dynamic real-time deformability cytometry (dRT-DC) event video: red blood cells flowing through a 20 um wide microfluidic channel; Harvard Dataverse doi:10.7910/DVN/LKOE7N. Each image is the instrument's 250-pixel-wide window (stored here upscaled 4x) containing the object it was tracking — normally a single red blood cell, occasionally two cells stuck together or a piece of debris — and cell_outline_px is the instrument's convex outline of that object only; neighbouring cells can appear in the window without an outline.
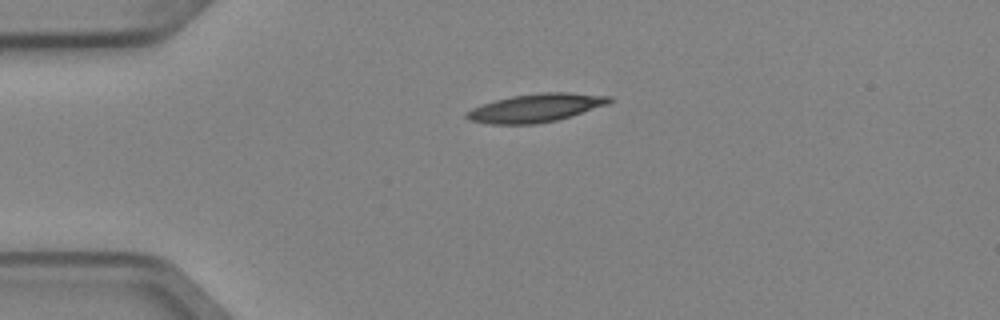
{"species": "Egyptian fruit bat (a non-hibernating species)", "species_latin": "Rousettus aegyptiacus", "temperature_condition": "cold", "stored_images_in_passage": 2, "camera_frame_rate_fps": 3000, "um_per_image_px": 0.085, "animal": {"sex": "female"}, "frame": {"image": 1, "passage_image": 1, "time_ms": 0.0, "image_size_px": [1000, 320], "cell_outline_px": [[612, 100], [608, 104], [556, 120], [536, 124], [488, 124], [468, 120], [464, 116], [464, 112], [472, 108], [496, 100], [512, 96], [540, 92], [568, 92], [612, 96]], "centroid_in_image_um": [45.51, 9.17], "position_along_channel_um": 39.5, "area_um2": 23.47}}